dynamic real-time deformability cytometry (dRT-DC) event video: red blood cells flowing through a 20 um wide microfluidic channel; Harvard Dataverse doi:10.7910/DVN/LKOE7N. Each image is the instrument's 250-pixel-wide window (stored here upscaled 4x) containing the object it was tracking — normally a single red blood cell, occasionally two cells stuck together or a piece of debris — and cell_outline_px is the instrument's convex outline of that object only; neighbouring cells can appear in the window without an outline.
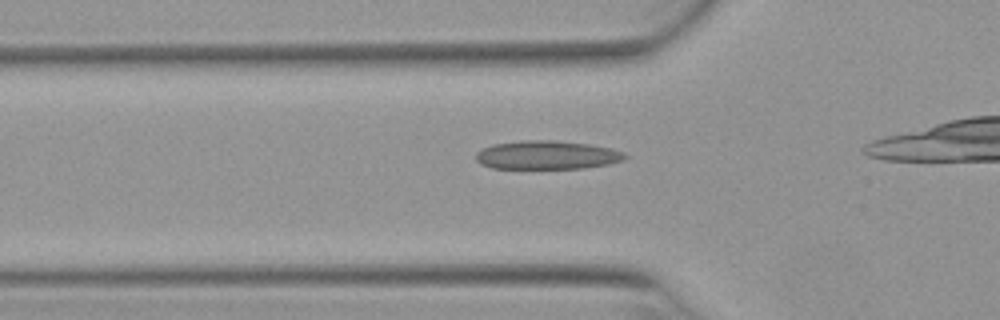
{"species": "Egyptian fruit bat (a non-hibernating species)", "species_latin": "Rousettus aegyptiacus", "temperature_condition": "warm", "stored_images_in_passage": 29, "camera_frame_rate_fps": 3000, "um_per_image_px": 0.085, "animal": {"sex": "female"}, "frame": {"image": 1, "passage_image": 5, "time_ms": 1.333, "image_size_px": [1000, 320], "cell_outline_px": [[628, 156], [624, 160], [608, 164], [584, 168], [492, 168], [480, 164], [476, 160], [476, 152], [492, 144], [520, 140], [556, 140], [588, 144], [612, 148], [624, 152]], "centroid_in_image_um": [46.5, 13.17], "position_along_channel_um": 79.3, "area_um2": 24.97}}
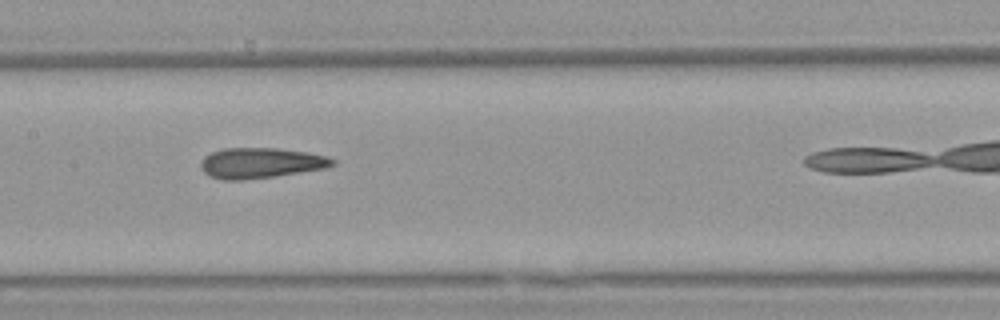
{"frame": {"image": 2, "passage_image": 13, "time_ms": 4.0, "image_size_px": [1000, 320], "cell_outline_px": [[336, 164], [324, 168], [276, 176], [244, 180], [224, 180], [212, 176], [204, 172], [200, 168], [200, 164], [204, 156], [212, 152], [224, 148], [276, 148], [308, 152], [328, 156], [336, 160]], "centroid_in_image_um": [22.17, 13.85], "position_along_channel_um": 185.2, "area_um2": 23.41}}
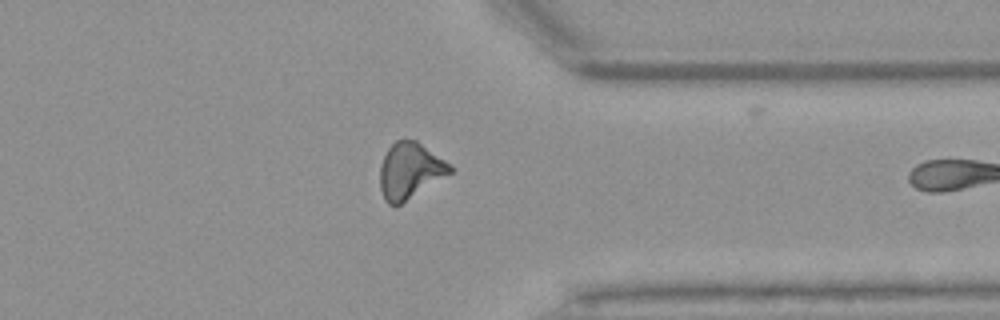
{"frame": {"image": 3, "passage_image": 28, "time_ms": 9.0, "image_size_px": [1000, 320], "cell_outline_px": [[452, 172], [396, 208], [388, 204], [384, 200], [380, 188], [380, 164], [388, 148], [396, 140], [416, 140], [452, 164]], "centroid_in_image_um": [34.83, 14.54], "position_along_channel_um": 376.6, "area_um2": 23.12}}